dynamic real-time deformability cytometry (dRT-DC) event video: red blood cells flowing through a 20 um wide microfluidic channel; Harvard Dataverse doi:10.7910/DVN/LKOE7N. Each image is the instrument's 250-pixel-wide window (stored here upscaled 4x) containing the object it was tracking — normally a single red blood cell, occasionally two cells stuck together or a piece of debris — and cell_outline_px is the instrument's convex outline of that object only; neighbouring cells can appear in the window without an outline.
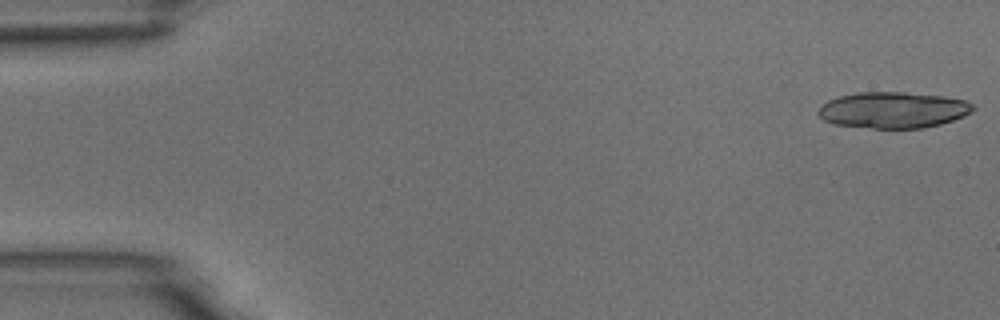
{"species": "common noctule bat (a hibernating species)", "species_latin": "Nyctalus noctula", "temperature_condition": "room temperature", "stored_images_in_passage": 18, "camera_frame_rate_fps": 3000, "um_per_image_px": 0.085, "animal": {"sex": "male", "body_mass_g": 18.8}, "frame": {"image": 1, "passage_image": 1, "time_ms": 0.0, "image_size_px": [1000, 320], "cell_outline_px": [[976, 108], [972, 112], [964, 116], [940, 124], [924, 128], [872, 128], [836, 124], [824, 120], [816, 112], [820, 104], [828, 100], [840, 96], [856, 92], [904, 92], [944, 96], [964, 100], [972, 104]], "centroid_in_image_um": [75.9, 9.34], "position_along_channel_um": 9.1, "area_um2": 32.71}}